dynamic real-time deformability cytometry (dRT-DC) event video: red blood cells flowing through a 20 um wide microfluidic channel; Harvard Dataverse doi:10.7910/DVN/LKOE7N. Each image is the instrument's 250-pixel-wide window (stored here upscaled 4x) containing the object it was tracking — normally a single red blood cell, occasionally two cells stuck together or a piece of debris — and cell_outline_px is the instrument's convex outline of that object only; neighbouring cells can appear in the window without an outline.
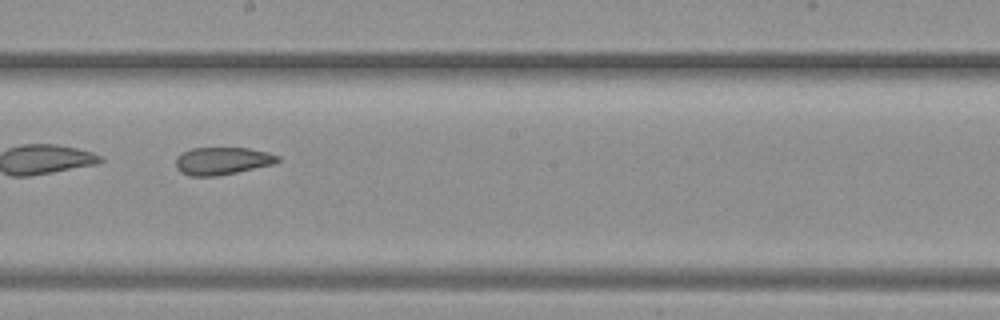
{"species": "common noctule bat (a hibernating species)", "species_latin": "Nyctalus noctula", "temperature_condition": "warm", "stored_images_in_passage": 40, "camera_frame_rate_fps": 3000, "um_per_image_px": 0.085, "animal": {"sex": "female", "body_mass_g": 19.3, "forearm_length_mm": 54.1}, "frame": {"image": 1, "passage_image": 23, "time_ms": 7.333, "image_size_px": [1000, 320], "cell_outline_px": [[280, 160], [272, 164], [236, 172], [216, 176], [188, 176], [180, 172], [176, 168], [176, 156], [180, 152], [192, 148], [248, 148], [268, 152], [280, 156]], "centroid_in_image_um": [18.84, 13.67], "position_along_channel_um": 229.4, "area_um2": 16.42}}